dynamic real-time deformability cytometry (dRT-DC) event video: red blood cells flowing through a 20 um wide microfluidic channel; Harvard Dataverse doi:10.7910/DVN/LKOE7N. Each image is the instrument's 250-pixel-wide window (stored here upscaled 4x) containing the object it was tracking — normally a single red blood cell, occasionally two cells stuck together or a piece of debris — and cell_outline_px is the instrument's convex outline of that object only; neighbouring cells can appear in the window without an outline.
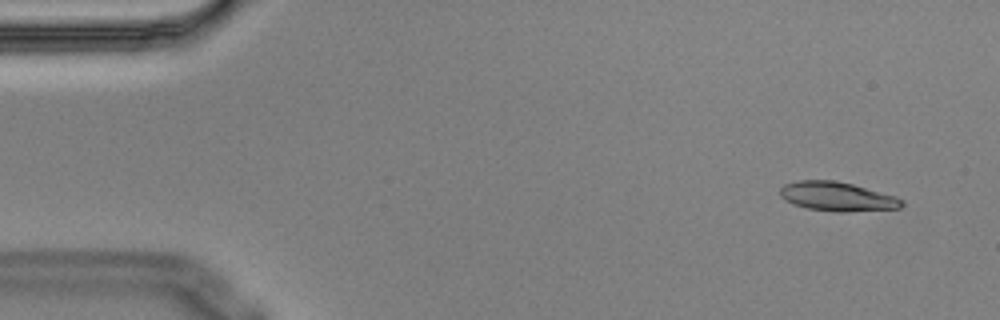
{"species": "Egyptian fruit bat (a non-hibernating species)", "species_latin": "Rousettus aegyptiacus", "temperature_condition": "cold", "stored_images_in_passage": 8, "camera_frame_rate_fps": 3000, "um_per_image_px": 0.085, "animal": {"sex": "male"}, "frame": {"image": 1, "passage_image": 2, "time_ms": 0.333, "image_size_px": [1000, 320], "cell_outline_px": [[904, 204], [900, 208], [844, 212], [840, 212], [808, 208], [796, 204], [780, 196], [780, 188], [784, 184], [800, 180], [832, 180], [852, 184], [896, 196], [904, 200]], "centroid_in_image_um": [71.2, 16.7], "position_along_channel_um": 13.8, "area_um2": 20.4}}
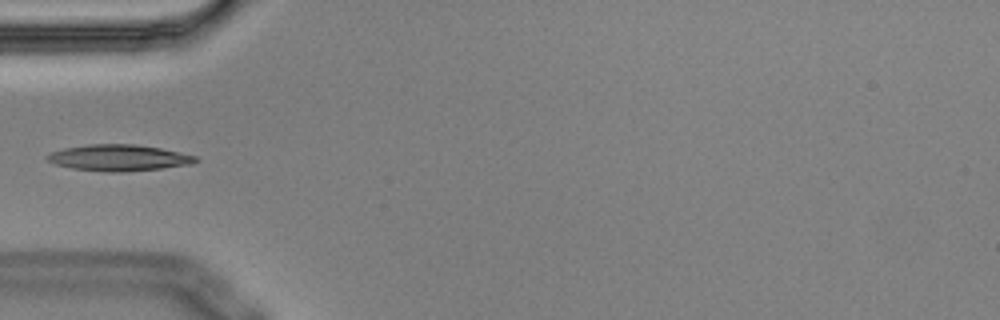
{"frame": {"image": 2, "passage_image": 6, "time_ms": 1.667, "image_size_px": [1000, 320], "cell_outline_px": [[196, 160], [192, 164], [160, 168], [120, 172], [108, 172], [72, 168], [56, 164], [48, 160], [44, 156], [52, 152], [64, 148], [88, 144], [136, 144], [160, 148], [180, 152], [196, 156]], "centroid_in_image_um": [10.08, 13.4], "position_along_channel_um": 74.9, "area_um2": 22.48}}